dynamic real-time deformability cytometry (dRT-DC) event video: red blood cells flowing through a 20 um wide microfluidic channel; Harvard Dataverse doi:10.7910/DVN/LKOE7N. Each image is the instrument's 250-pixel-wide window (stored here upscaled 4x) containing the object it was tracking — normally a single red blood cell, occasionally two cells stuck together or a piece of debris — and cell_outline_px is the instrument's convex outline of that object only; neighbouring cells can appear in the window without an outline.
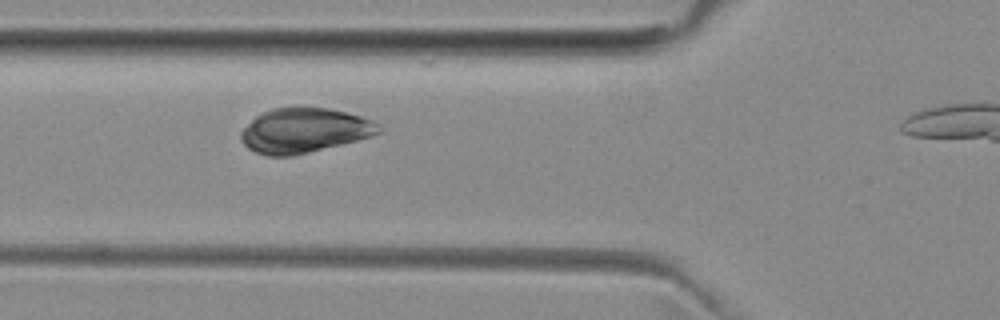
{"species": "common noctule bat (a hibernating species)", "species_latin": "Nyctalus noctula", "temperature_condition": "room temperature", "stored_images_in_passage": 4, "camera_frame_rate_fps": 3000, "um_per_image_px": 0.085, "animal": {"sex": "female", "body_mass_g": 29.2, "forearm_length_mm": 56.3}, "frame": {"image": 1, "passage_image": 3, "time_ms": 2.333, "image_size_px": [1000, 320], "cell_outline_px": [[380, 132], [372, 136], [292, 156], [268, 156], [256, 152], [248, 148], [244, 144], [240, 136], [240, 132], [256, 116], [272, 108], [296, 104], [328, 108], [360, 116], [372, 120], [380, 124]], "centroid_in_image_um": [25.84, 11.05], "position_along_channel_um": 100.0, "area_um2": 36.13}}